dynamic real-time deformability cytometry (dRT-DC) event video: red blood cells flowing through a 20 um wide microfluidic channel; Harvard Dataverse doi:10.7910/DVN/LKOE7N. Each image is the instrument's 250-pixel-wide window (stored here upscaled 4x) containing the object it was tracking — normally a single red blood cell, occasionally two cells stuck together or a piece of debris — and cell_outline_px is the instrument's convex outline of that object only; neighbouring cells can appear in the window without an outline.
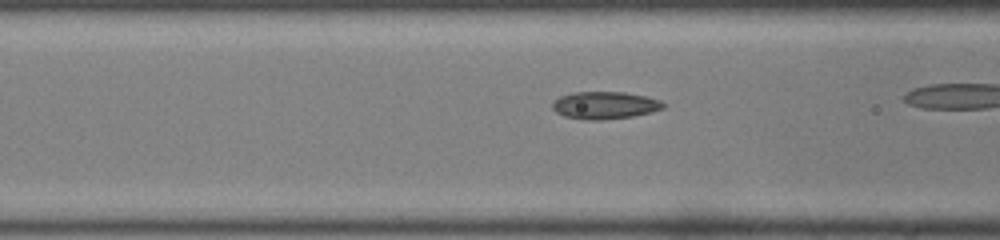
{"species": "common noctule bat (a hibernating species)", "species_latin": "Nyctalus noctula", "temperature_condition": "room temperature", "stored_images_in_passage": 39, "camera_frame_rate_fps": 3000, "um_per_image_px": 0.085, "animal": {"sex": "male", "body_mass_g": 19.0, "forearm_length_mm": 50.8}, "frame": {"image": 1, "passage_image": 19, "time_ms": 6.0, "image_size_px": [1000, 240], "cell_outline_px": [[668, 104], [664, 108], [652, 112], [632, 116], [600, 120], [588, 120], [564, 116], [556, 112], [552, 108], [552, 104], [560, 96], [576, 92], [624, 92], [644, 96], [660, 100]], "centroid_in_image_um": [51.44, 8.95], "position_along_channel_um": 115.2, "area_um2": 17.63}}
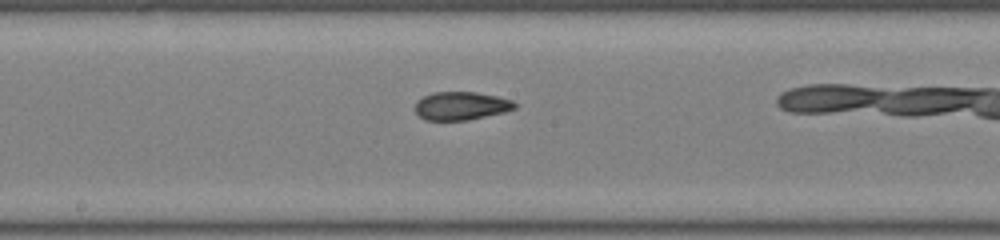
{"frame": {"image": 2, "passage_image": 26, "time_ms": 8.333, "image_size_px": [1000, 240], "cell_outline_px": [[516, 108], [504, 112], [468, 120], [424, 120], [416, 112], [416, 100], [432, 92], [476, 92], [496, 96], [512, 100], [516, 104]], "centroid_in_image_um": [39.19, 8.99], "position_along_channel_um": 209.0, "area_um2": 16.36}}
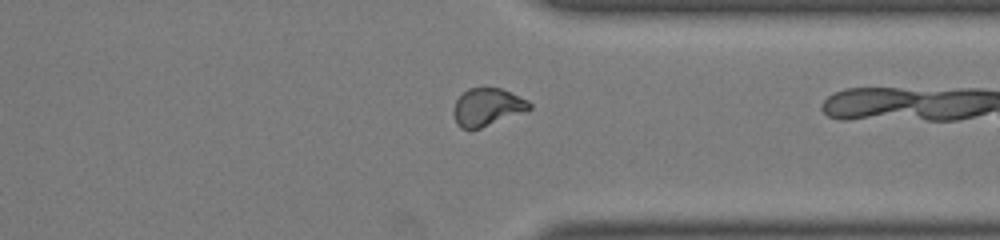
{"frame": {"image": 3, "passage_image": 38, "time_ms": 12.333, "image_size_px": [1000, 240], "cell_outline_px": [[532, 108], [480, 128], [468, 132], [460, 128], [456, 124], [452, 112], [456, 100], [468, 88], [484, 84], [500, 88], [528, 100], [532, 104]], "centroid_in_image_um": [41.36, 9.08], "position_along_channel_um": 370.0, "area_um2": 17.11}}